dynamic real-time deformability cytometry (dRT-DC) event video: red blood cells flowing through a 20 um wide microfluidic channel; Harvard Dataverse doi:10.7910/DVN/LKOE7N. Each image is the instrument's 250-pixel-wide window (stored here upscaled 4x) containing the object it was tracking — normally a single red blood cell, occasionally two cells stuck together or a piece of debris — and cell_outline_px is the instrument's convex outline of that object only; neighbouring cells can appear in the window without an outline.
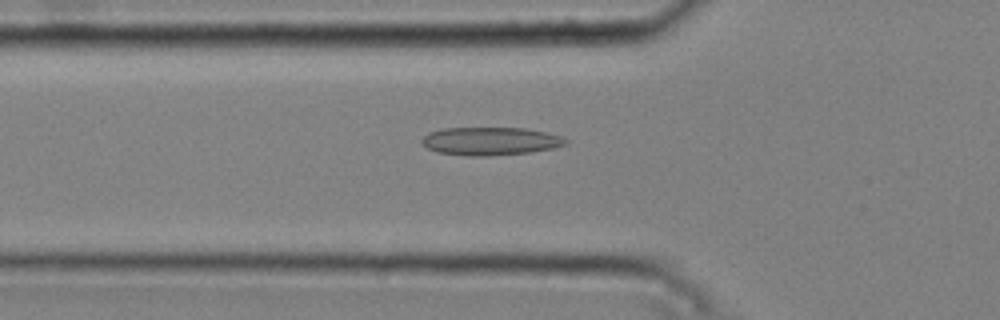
{"species": "common noctule bat (a hibernating species)", "species_latin": "Nyctalus noctula", "temperature_condition": "cold", "stored_images_in_passage": 39, "camera_frame_rate_fps": 3000, "um_per_image_px": 0.085, "animal": {"sex": "male", "body_mass_g": 20.4}, "frame": {"image": 1, "passage_image": 9, "time_ms": 2.667, "image_size_px": [1000, 320], "cell_outline_px": [[568, 144], [552, 148], [532, 152], [488, 156], [468, 156], [436, 152], [428, 148], [420, 140], [428, 132], [440, 128], [524, 128], [548, 132], [560, 136], [568, 140]], "centroid_in_image_um": [41.68, 11.99], "position_along_channel_um": 84.1, "area_um2": 23.7}}
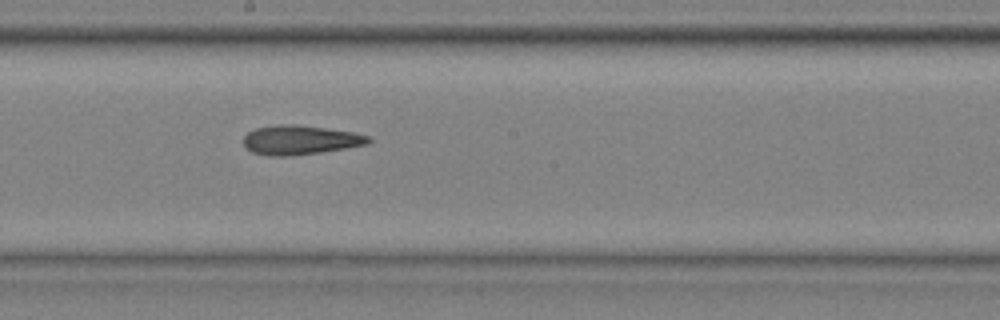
{"frame": {"image": 2, "passage_image": 20, "time_ms": 6.333, "image_size_px": [1000, 320], "cell_outline_px": [[372, 140], [368, 144], [320, 152], [288, 156], [268, 156], [252, 152], [244, 144], [244, 136], [248, 132], [256, 128], [280, 124], [324, 128], [352, 132], [368, 136]], "centroid_in_image_um": [25.49, 11.91], "position_along_channel_um": 222.7, "area_um2": 20.87}}
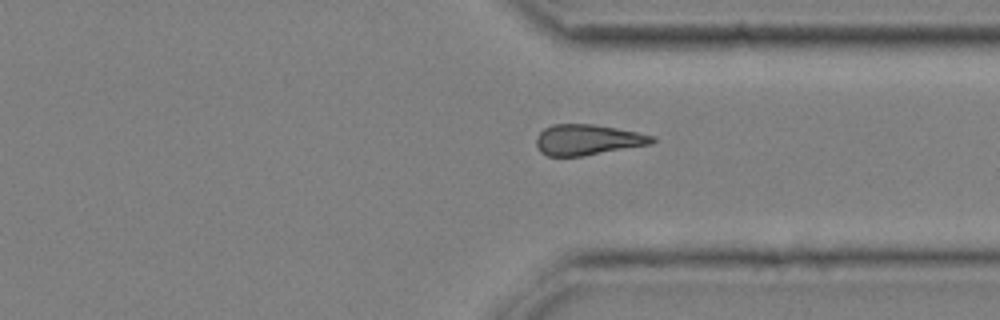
{"frame": {"image": 3, "passage_image": 31, "time_ms": 10.0, "image_size_px": [1000, 320], "cell_outline_px": [[656, 140], [652, 144], [584, 156], [548, 156], [540, 152], [536, 144], [536, 136], [544, 128], [552, 124], [592, 124], [616, 128], [656, 136]], "centroid_in_image_um": [49.95, 11.88], "position_along_channel_um": 361.5, "area_um2": 20.81}, "authors_computed_cell_mechanics": {"area_um2": 21.2126, "velocity_mm_per_s": 3.7652, "shape_relaxation_time_tau1_ms": null, "shape_relaxation_time_tau2_ms": 9.0291, "deformation_change_tau1": null, "deformation_change_tau2": 0.2213}}